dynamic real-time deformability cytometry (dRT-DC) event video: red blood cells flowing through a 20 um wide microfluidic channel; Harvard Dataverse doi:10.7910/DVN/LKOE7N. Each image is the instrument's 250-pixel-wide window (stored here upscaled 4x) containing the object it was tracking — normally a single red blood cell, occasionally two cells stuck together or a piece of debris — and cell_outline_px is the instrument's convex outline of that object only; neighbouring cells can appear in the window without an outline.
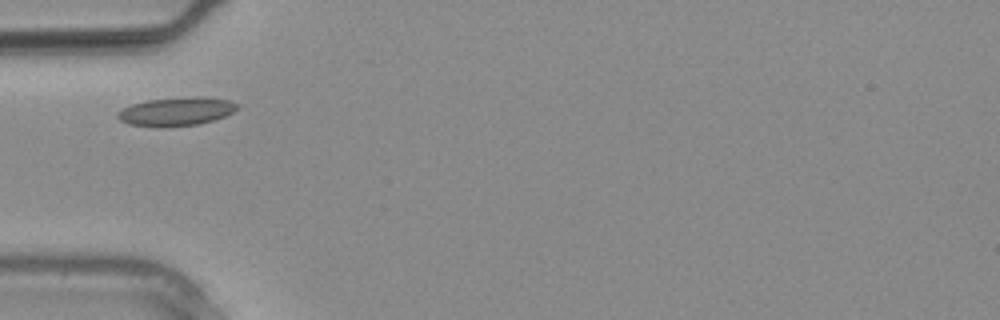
{"species": "common noctule bat (a hibernating species)", "species_latin": "Nyctalus noctula", "temperature_condition": "warm", "stored_images_in_passage": 1, "camera_frame_rate_fps": 3000, "um_per_image_px": 0.085, "animal": {"sex": "male", "body_mass_g": 20.4}, "frame": {"image": 1, "passage_image": 1, "time_ms": 0.0, "image_size_px": [1000, 320], "cell_outline_px": [[240, 104], [232, 112], [224, 116], [212, 120], [196, 124], [156, 128], [128, 124], [120, 120], [116, 116], [116, 112], [132, 104], [148, 100], [192, 96], [204, 96], [228, 100]], "centroid_in_image_um": [14.95, 9.47], "position_along_channel_um": 70.1, "area_um2": 19.94}}